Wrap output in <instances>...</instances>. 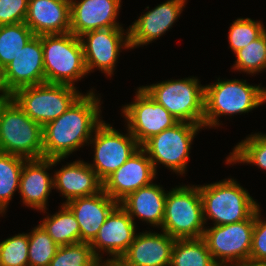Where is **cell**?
<instances>
[{"instance_id":"36","label":"cell","mask_w":266,"mask_h":266,"mask_svg":"<svg viewBox=\"0 0 266 266\" xmlns=\"http://www.w3.org/2000/svg\"><path fill=\"white\" fill-rule=\"evenodd\" d=\"M28 0H0V26L25 22Z\"/></svg>"},{"instance_id":"21","label":"cell","mask_w":266,"mask_h":266,"mask_svg":"<svg viewBox=\"0 0 266 266\" xmlns=\"http://www.w3.org/2000/svg\"><path fill=\"white\" fill-rule=\"evenodd\" d=\"M65 205L79 223L80 242L91 243L119 203L102 190L94 195L73 199Z\"/></svg>"},{"instance_id":"35","label":"cell","mask_w":266,"mask_h":266,"mask_svg":"<svg viewBox=\"0 0 266 266\" xmlns=\"http://www.w3.org/2000/svg\"><path fill=\"white\" fill-rule=\"evenodd\" d=\"M262 218V219H261ZM266 218L261 216L260 205L255 210V225L249 263L266 261Z\"/></svg>"},{"instance_id":"29","label":"cell","mask_w":266,"mask_h":266,"mask_svg":"<svg viewBox=\"0 0 266 266\" xmlns=\"http://www.w3.org/2000/svg\"><path fill=\"white\" fill-rule=\"evenodd\" d=\"M34 36L25 22L0 26V72Z\"/></svg>"},{"instance_id":"37","label":"cell","mask_w":266,"mask_h":266,"mask_svg":"<svg viewBox=\"0 0 266 266\" xmlns=\"http://www.w3.org/2000/svg\"><path fill=\"white\" fill-rule=\"evenodd\" d=\"M104 260H99L97 266H128L122 259H111L107 257Z\"/></svg>"},{"instance_id":"32","label":"cell","mask_w":266,"mask_h":266,"mask_svg":"<svg viewBox=\"0 0 266 266\" xmlns=\"http://www.w3.org/2000/svg\"><path fill=\"white\" fill-rule=\"evenodd\" d=\"M98 262L90 243L79 242L59 246L49 266H97Z\"/></svg>"},{"instance_id":"13","label":"cell","mask_w":266,"mask_h":266,"mask_svg":"<svg viewBox=\"0 0 266 266\" xmlns=\"http://www.w3.org/2000/svg\"><path fill=\"white\" fill-rule=\"evenodd\" d=\"M126 31V32H125ZM87 73L98 69L111 77L121 50L131 49L128 28H102L87 32L80 37Z\"/></svg>"},{"instance_id":"3","label":"cell","mask_w":266,"mask_h":266,"mask_svg":"<svg viewBox=\"0 0 266 266\" xmlns=\"http://www.w3.org/2000/svg\"><path fill=\"white\" fill-rule=\"evenodd\" d=\"M198 187L205 225L208 220L217 226L249 219L259 205L236 179L227 178Z\"/></svg>"},{"instance_id":"24","label":"cell","mask_w":266,"mask_h":266,"mask_svg":"<svg viewBox=\"0 0 266 266\" xmlns=\"http://www.w3.org/2000/svg\"><path fill=\"white\" fill-rule=\"evenodd\" d=\"M167 191L162 185L151 183L129 194L119 204L134 221L137 217L150 226L160 228L163 223Z\"/></svg>"},{"instance_id":"14","label":"cell","mask_w":266,"mask_h":266,"mask_svg":"<svg viewBox=\"0 0 266 266\" xmlns=\"http://www.w3.org/2000/svg\"><path fill=\"white\" fill-rule=\"evenodd\" d=\"M0 81L6 96L20 88L45 83L41 35H34L0 72Z\"/></svg>"},{"instance_id":"34","label":"cell","mask_w":266,"mask_h":266,"mask_svg":"<svg viewBox=\"0 0 266 266\" xmlns=\"http://www.w3.org/2000/svg\"><path fill=\"white\" fill-rule=\"evenodd\" d=\"M28 233H18L0 242V262L3 266H28Z\"/></svg>"},{"instance_id":"5","label":"cell","mask_w":266,"mask_h":266,"mask_svg":"<svg viewBox=\"0 0 266 266\" xmlns=\"http://www.w3.org/2000/svg\"><path fill=\"white\" fill-rule=\"evenodd\" d=\"M45 83L72 87L88 75L83 47L78 36L71 32L41 35Z\"/></svg>"},{"instance_id":"30","label":"cell","mask_w":266,"mask_h":266,"mask_svg":"<svg viewBox=\"0 0 266 266\" xmlns=\"http://www.w3.org/2000/svg\"><path fill=\"white\" fill-rule=\"evenodd\" d=\"M235 64L231 69L240 73L254 74L266 70V30L253 42L236 51Z\"/></svg>"},{"instance_id":"8","label":"cell","mask_w":266,"mask_h":266,"mask_svg":"<svg viewBox=\"0 0 266 266\" xmlns=\"http://www.w3.org/2000/svg\"><path fill=\"white\" fill-rule=\"evenodd\" d=\"M82 94L77 87L42 83L20 88L10 97L33 121L43 127L66 112Z\"/></svg>"},{"instance_id":"23","label":"cell","mask_w":266,"mask_h":266,"mask_svg":"<svg viewBox=\"0 0 266 266\" xmlns=\"http://www.w3.org/2000/svg\"><path fill=\"white\" fill-rule=\"evenodd\" d=\"M25 24L37 36L70 32V2L28 0Z\"/></svg>"},{"instance_id":"25","label":"cell","mask_w":266,"mask_h":266,"mask_svg":"<svg viewBox=\"0 0 266 266\" xmlns=\"http://www.w3.org/2000/svg\"><path fill=\"white\" fill-rule=\"evenodd\" d=\"M40 225L58 246L80 242V227L72 211L61 204L58 212L44 216Z\"/></svg>"},{"instance_id":"9","label":"cell","mask_w":266,"mask_h":266,"mask_svg":"<svg viewBox=\"0 0 266 266\" xmlns=\"http://www.w3.org/2000/svg\"><path fill=\"white\" fill-rule=\"evenodd\" d=\"M204 126L178 122L148 139L141 147L147 153L157 173V165L162 164L175 174H186L190 149L196 134Z\"/></svg>"},{"instance_id":"11","label":"cell","mask_w":266,"mask_h":266,"mask_svg":"<svg viewBox=\"0 0 266 266\" xmlns=\"http://www.w3.org/2000/svg\"><path fill=\"white\" fill-rule=\"evenodd\" d=\"M124 135L104 120L96 127L88 145H93V163L88 165L103 182L120 168L141 146L127 129Z\"/></svg>"},{"instance_id":"4","label":"cell","mask_w":266,"mask_h":266,"mask_svg":"<svg viewBox=\"0 0 266 266\" xmlns=\"http://www.w3.org/2000/svg\"><path fill=\"white\" fill-rule=\"evenodd\" d=\"M43 127L10 97L0 99V152L26 159L43 158Z\"/></svg>"},{"instance_id":"15","label":"cell","mask_w":266,"mask_h":266,"mask_svg":"<svg viewBox=\"0 0 266 266\" xmlns=\"http://www.w3.org/2000/svg\"><path fill=\"white\" fill-rule=\"evenodd\" d=\"M152 162L140 147L115 172L103 181V191L120 203L129 194L150 185L156 177Z\"/></svg>"},{"instance_id":"7","label":"cell","mask_w":266,"mask_h":266,"mask_svg":"<svg viewBox=\"0 0 266 266\" xmlns=\"http://www.w3.org/2000/svg\"><path fill=\"white\" fill-rule=\"evenodd\" d=\"M198 185L167 190L161 230L175 239L201 238L205 230Z\"/></svg>"},{"instance_id":"6","label":"cell","mask_w":266,"mask_h":266,"mask_svg":"<svg viewBox=\"0 0 266 266\" xmlns=\"http://www.w3.org/2000/svg\"><path fill=\"white\" fill-rule=\"evenodd\" d=\"M199 82L191 76L141 87L179 122L203 126L205 86Z\"/></svg>"},{"instance_id":"19","label":"cell","mask_w":266,"mask_h":266,"mask_svg":"<svg viewBox=\"0 0 266 266\" xmlns=\"http://www.w3.org/2000/svg\"><path fill=\"white\" fill-rule=\"evenodd\" d=\"M121 0H74L70 3V32L81 35L102 28L123 27L116 20Z\"/></svg>"},{"instance_id":"22","label":"cell","mask_w":266,"mask_h":266,"mask_svg":"<svg viewBox=\"0 0 266 266\" xmlns=\"http://www.w3.org/2000/svg\"><path fill=\"white\" fill-rule=\"evenodd\" d=\"M54 189L61 193L65 204L73 199L94 195L103 190V182L83 160L63 165L53 174Z\"/></svg>"},{"instance_id":"26","label":"cell","mask_w":266,"mask_h":266,"mask_svg":"<svg viewBox=\"0 0 266 266\" xmlns=\"http://www.w3.org/2000/svg\"><path fill=\"white\" fill-rule=\"evenodd\" d=\"M170 266H218L201 238L176 239Z\"/></svg>"},{"instance_id":"39","label":"cell","mask_w":266,"mask_h":266,"mask_svg":"<svg viewBox=\"0 0 266 266\" xmlns=\"http://www.w3.org/2000/svg\"><path fill=\"white\" fill-rule=\"evenodd\" d=\"M5 97H7V96L5 95V93H4L3 89H2L1 81H0V99H3Z\"/></svg>"},{"instance_id":"18","label":"cell","mask_w":266,"mask_h":266,"mask_svg":"<svg viewBox=\"0 0 266 266\" xmlns=\"http://www.w3.org/2000/svg\"><path fill=\"white\" fill-rule=\"evenodd\" d=\"M61 160L41 158L29 159L24 163L18 193L25 206L47 214L48 197L54 189L53 176L48 171Z\"/></svg>"},{"instance_id":"16","label":"cell","mask_w":266,"mask_h":266,"mask_svg":"<svg viewBox=\"0 0 266 266\" xmlns=\"http://www.w3.org/2000/svg\"><path fill=\"white\" fill-rule=\"evenodd\" d=\"M136 223L119 204L107 217L97 236L90 243L95 256L102 260L105 253L111 259H121L128 251L136 233ZM102 252V253H101ZM101 253V254H100Z\"/></svg>"},{"instance_id":"2","label":"cell","mask_w":266,"mask_h":266,"mask_svg":"<svg viewBox=\"0 0 266 266\" xmlns=\"http://www.w3.org/2000/svg\"><path fill=\"white\" fill-rule=\"evenodd\" d=\"M250 85L246 80L217 79L205 85L203 126L218 128L220 116L249 113L266 103V88Z\"/></svg>"},{"instance_id":"27","label":"cell","mask_w":266,"mask_h":266,"mask_svg":"<svg viewBox=\"0 0 266 266\" xmlns=\"http://www.w3.org/2000/svg\"><path fill=\"white\" fill-rule=\"evenodd\" d=\"M28 159L0 152V215L3 217L14 193L19 190L21 171Z\"/></svg>"},{"instance_id":"38","label":"cell","mask_w":266,"mask_h":266,"mask_svg":"<svg viewBox=\"0 0 266 266\" xmlns=\"http://www.w3.org/2000/svg\"><path fill=\"white\" fill-rule=\"evenodd\" d=\"M246 266H266V261L248 263Z\"/></svg>"},{"instance_id":"31","label":"cell","mask_w":266,"mask_h":266,"mask_svg":"<svg viewBox=\"0 0 266 266\" xmlns=\"http://www.w3.org/2000/svg\"><path fill=\"white\" fill-rule=\"evenodd\" d=\"M32 229L28 233V266H49L59 246L40 224Z\"/></svg>"},{"instance_id":"1","label":"cell","mask_w":266,"mask_h":266,"mask_svg":"<svg viewBox=\"0 0 266 266\" xmlns=\"http://www.w3.org/2000/svg\"><path fill=\"white\" fill-rule=\"evenodd\" d=\"M100 101L101 96L91 88L61 116L45 124L42 132L43 158L64 160L88 145L94 130L103 121Z\"/></svg>"},{"instance_id":"10","label":"cell","mask_w":266,"mask_h":266,"mask_svg":"<svg viewBox=\"0 0 266 266\" xmlns=\"http://www.w3.org/2000/svg\"><path fill=\"white\" fill-rule=\"evenodd\" d=\"M255 213L246 220L207 226L202 238L218 266H246L252 247Z\"/></svg>"},{"instance_id":"20","label":"cell","mask_w":266,"mask_h":266,"mask_svg":"<svg viewBox=\"0 0 266 266\" xmlns=\"http://www.w3.org/2000/svg\"><path fill=\"white\" fill-rule=\"evenodd\" d=\"M175 240L162 230L139 232L121 259L128 266H170Z\"/></svg>"},{"instance_id":"12","label":"cell","mask_w":266,"mask_h":266,"mask_svg":"<svg viewBox=\"0 0 266 266\" xmlns=\"http://www.w3.org/2000/svg\"><path fill=\"white\" fill-rule=\"evenodd\" d=\"M129 104L122 106L126 127L142 146L148 139L177 124L179 121L162 105L158 104L140 86Z\"/></svg>"},{"instance_id":"17","label":"cell","mask_w":266,"mask_h":266,"mask_svg":"<svg viewBox=\"0 0 266 266\" xmlns=\"http://www.w3.org/2000/svg\"><path fill=\"white\" fill-rule=\"evenodd\" d=\"M187 0H167L142 14L128 28L131 49L143 47L160 38L172 29L180 18Z\"/></svg>"},{"instance_id":"28","label":"cell","mask_w":266,"mask_h":266,"mask_svg":"<svg viewBox=\"0 0 266 266\" xmlns=\"http://www.w3.org/2000/svg\"><path fill=\"white\" fill-rule=\"evenodd\" d=\"M226 158V164H252L266 170V134L254 133L238 142Z\"/></svg>"},{"instance_id":"33","label":"cell","mask_w":266,"mask_h":266,"mask_svg":"<svg viewBox=\"0 0 266 266\" xmlns=\"http://www.w3.org/2000/svg\"><path fill=\"white\" fill-rule=\"evenodd\" d=\"M266 30L262 21L251 18H237L230 25L228 33L229 47L233 53L257 39Z\"/></svg>"}]
</instances>
